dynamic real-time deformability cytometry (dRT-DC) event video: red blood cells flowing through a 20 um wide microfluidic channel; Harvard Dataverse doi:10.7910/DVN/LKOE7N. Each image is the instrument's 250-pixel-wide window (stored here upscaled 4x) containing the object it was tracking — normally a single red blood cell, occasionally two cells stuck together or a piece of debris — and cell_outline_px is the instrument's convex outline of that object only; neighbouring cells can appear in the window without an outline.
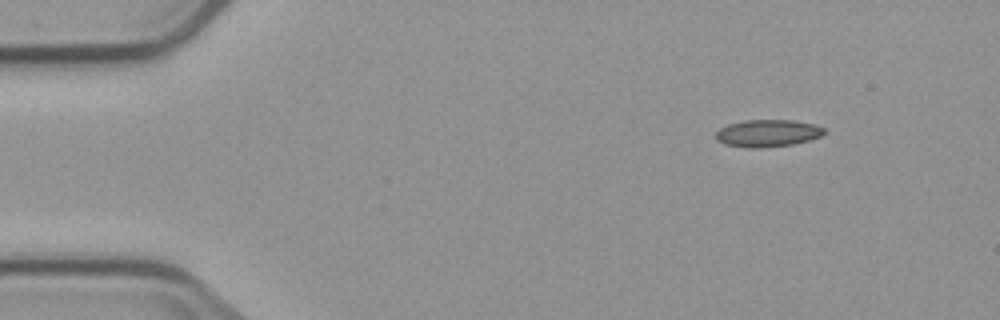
{"species": "common noctule bat (a hibernating species)", "species_latin": "Nyctalus noctula", "temperature_condition": "cold", "stored_images_in_passage": 5, "camera_frame_rate_fps": 3000, "um_per_image_px": 0.085, "animal": {"sex": "male", "body_mass_g": 23.1, "forearm_length_mm": 52.7}, "frame": {"image": 1, "passage_image": 1, "time_ms": 0.0, "image_size_px": [1000, 320], "cell_outline_px": [[828, 132], [820, 136], [808, 140], [792, 144], [760, 148], [748, 148], [724, 144], [716, 140], [716, 132], [720, 128], [728, 124], [744, 120], [792, 120], [816, 124], [824, 128]], "centroid_in_image_um": [65.25, 11.32], "position_along_channel_um": 19.7, "area_um2": 17.28}}
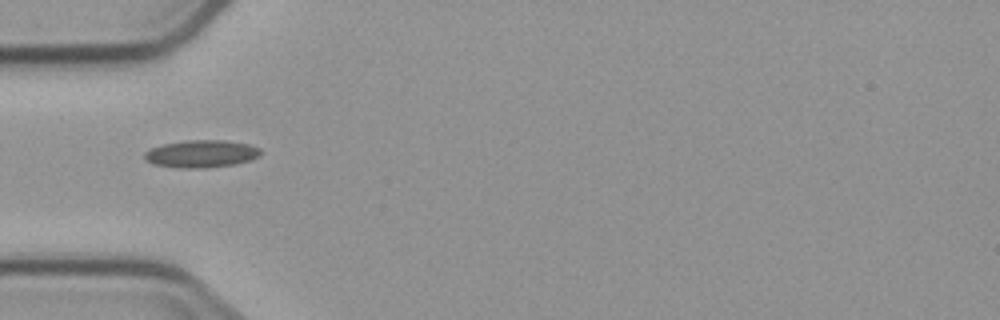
{"frame": {"image": 2, "passage_image": 4, "time_ms": 3.667, "image_size_px": [1000, 320], "cell_outline_px": [[260, 156], [252, 160], [236, 164], [204, 168], [180, 168], [152, 164], [144, 160], [144, 152], [148, 148], [164, 144], [184, 140], [224, 140], [248, 144], [260, 148]], "centroid_in_image_um": [17.08, 13.07], "position_along_channel_um": 67.9, "area_um2": 18.84}}
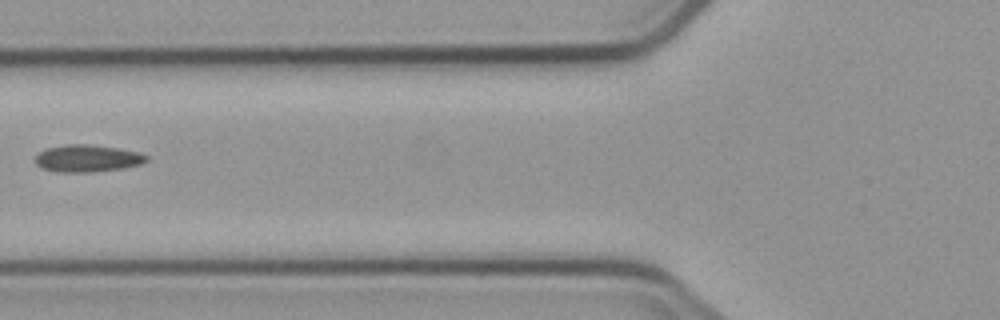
{"frame": {"image": 3, "passage_image": 5, "time_ms": 5.0, "image_size_px": [1000, 320], "cell_outline_px": [[148, 160], [140, 164], [120, 168], [92, 172], [56, 172], [40, 168], [36, 164], [36, 156], [40, 152], [48, 148], [68, 144], [92, 144], [140, 152], [148, 156]], "centroid_in_image_um": [7.42, 13.46], "position_along_channel_um": 118.4, "area_um2": 17.51}}